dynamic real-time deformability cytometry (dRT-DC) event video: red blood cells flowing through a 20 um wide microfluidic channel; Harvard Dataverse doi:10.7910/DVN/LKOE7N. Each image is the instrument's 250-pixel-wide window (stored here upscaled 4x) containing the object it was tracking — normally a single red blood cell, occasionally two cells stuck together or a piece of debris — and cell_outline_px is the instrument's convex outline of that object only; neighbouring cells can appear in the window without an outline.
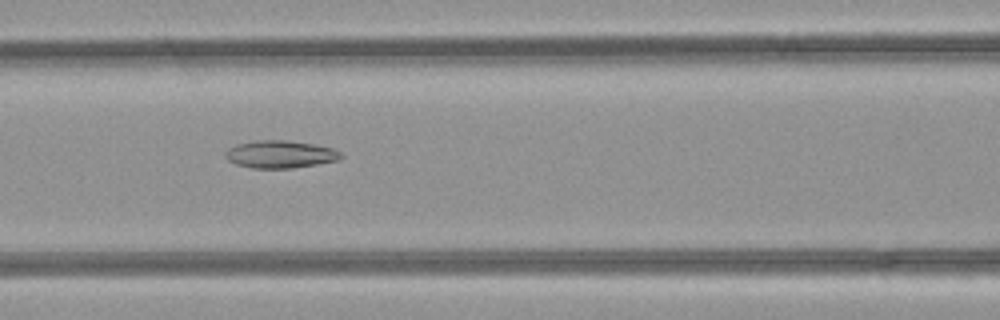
{"species": "common noctule bat (a hibernating species)", "species_latin": "Nyctalus noctula", "temperature_condition": "room temperature", "stored_images_in_passage": 48, "camera_frame_rate_fps": 3000, "um_per_image_px": 0.085, "animal": {"sex": "female", "body_mass_g": 21.9}, "frame": {"image": 1, "passage_image": 21, "time_ms": 6.667, "image_size_px": [1000, 320], "cell_outline_px": [[344, 156], [340, 160], [292, 168], [252, 168], [236, 164], [228, 160], [224, 156], [224, 152], [228, 148], [236, 144], [256, 140], [288, 140], [312, 144], [332, 148], [340, 152]], "centroid_in_image_um": [23.8, 13.11], "position_along_channel_um": 142.8, "area_um2": 18.61}}
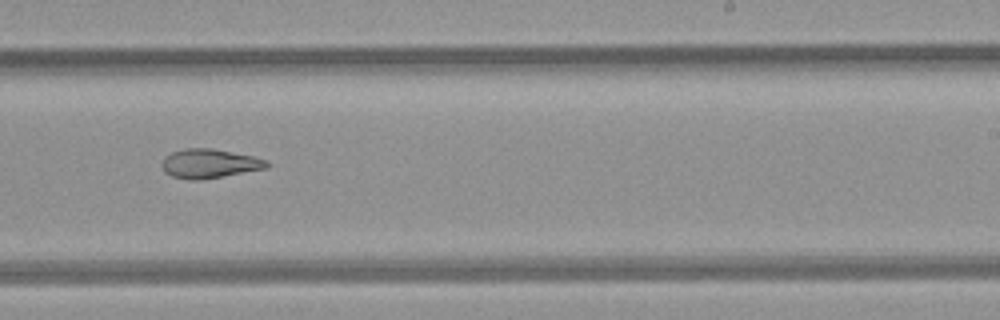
{"frame": {"image": 2, "passage_image": 30, "time_ms": 9.667, "image_size_px": [1000, 320], "cell_outline_px": [[268, 168], [224, 176], [200, 180], [188, 180], [172, 176], [164, 172], [164, 156], [172, 152], [184, 148], [212, 148], [252, 156], [268, 160]], "centroid_in_image_um": [17.81, 13.9], "position_along_channel_um": 271.2, "area_um2": 17.74}}
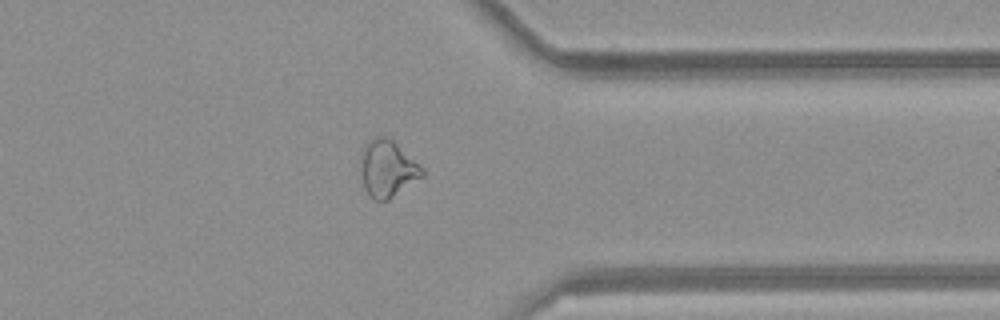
{"frame": {"image": 3, "passage_image": 38, "time_ms": 12.333, "image_size_px": [1000, 320], "cell_outline_px": [[424, 176], [388, 200], [372, 200], [368, 196], [364, 188], [360, 168], [360, 156], [364, 144], [368, 140], [376, 136], [384, 136], [392, 140], [424, 168]], "centroid_in_image_um": [32.91, 14.34], "position_along_channel_um": 378.5, "area_um2": 20.58}, "authors_computed_cell_mechanics": {"area_um2": 21.7039, "velocity_mm_per_s": 4.2971, "shape_relaxation_time_tau1_ms": null, "shape_relaxation_time_tau2_ms": 5.0726, "deformation_change_tau1": null, "deformation_change_tau2": 0.1461}}